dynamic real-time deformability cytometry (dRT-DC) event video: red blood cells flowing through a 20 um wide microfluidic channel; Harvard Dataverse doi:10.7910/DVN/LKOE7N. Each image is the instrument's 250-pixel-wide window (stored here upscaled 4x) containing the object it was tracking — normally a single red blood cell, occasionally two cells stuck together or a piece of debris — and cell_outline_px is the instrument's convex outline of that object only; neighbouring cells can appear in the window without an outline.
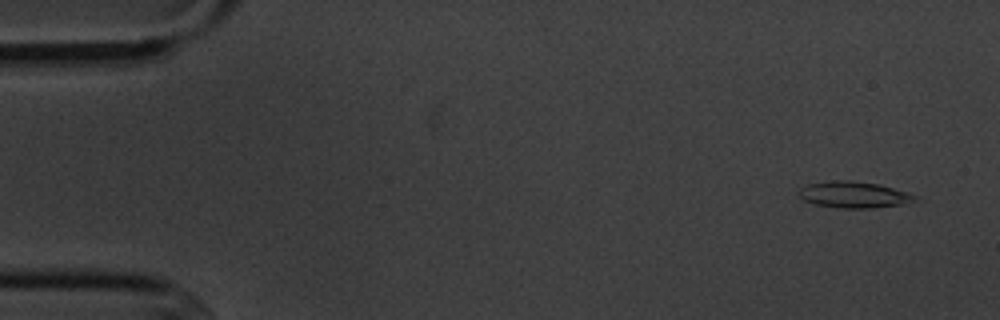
{"species": "common noctule bat (a hibernating species)", "species_latin": "Nyctalus noctula", "temperature_condition": "cold", "stored_images_in_passage": 8, "camera_frame_rate_fps": 3000, "um_per_image_px": 0.085, "animal": {"sex": "male", "body_mass_g": 20.1, "forearm_length_mm": 53.5}, "frame": {"image": 1, "passage_image": 2, "time_ms": 1.0, "image_size_px": [1000, 320], "cell_outline_px": [[920, 200], [900, 204], [872, 208], [840, 208], [812, 204], [804, 200], [796, 192], [800, 188], [808, 184], [832, 180], [848, 180], [880, 184], [908, 192], [920, 196]], "centroid_in_image_um": [72.6, 16.55], "position_along_channel_um": 12.4, "area_um2": 18.09}}
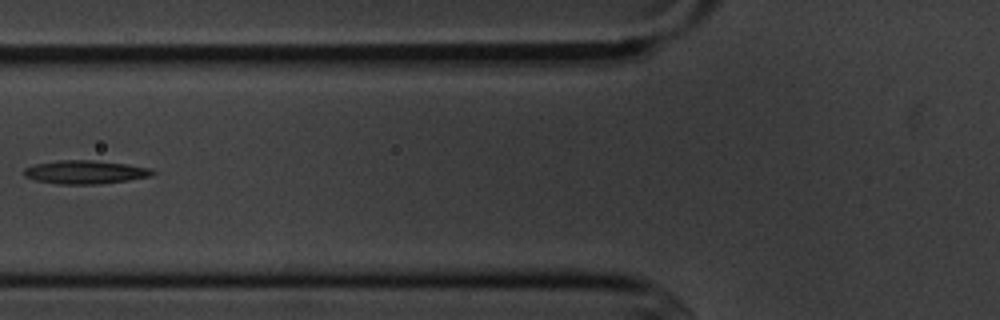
{"frame": {"image": 2, "passage_image": 7, "time_ms": 7.0, "image_size_px": [1000, 320], "cell_outline_px": [[156, 172], [152, 176], [128, 180], [96, 184], [56, 184], [36, 180], [24, 176], [24, 168], [36, 164], [56, 160], [92, 160], [128, 164], [152, 168]], "centroid_in_image_um": [7.27, 14.62], "position_along_channel_um": 118.5, "area_um2": 17.63}}
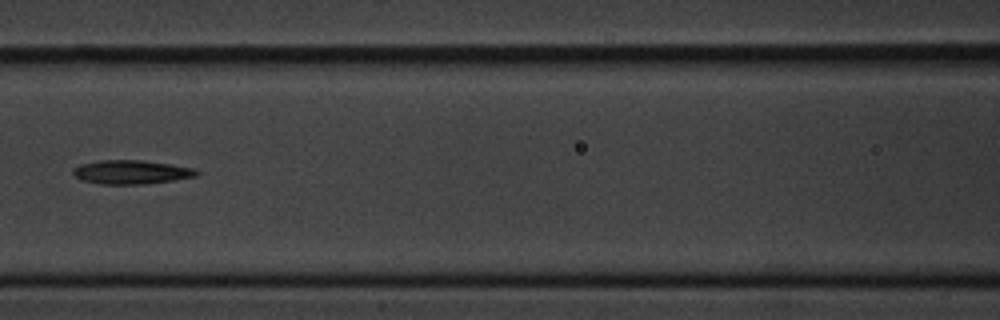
{"frame": {"image": 3, "passage_image": 8, "time_ms": 8.0, "image_size_px": [1000, 320], "cell_outline_px": [[200, 172], [196, 176], [172, 180], [140, 184], [100, 184], [84, 180], [76, 176], [72, 172], [72, 168], [80, 164], [100, 160], [140, 160], [196, 168]], "centroid_in_image_um": [11.15, 14.62], "position_along_channel_um": 155.5, "area_um2": 16.99}}